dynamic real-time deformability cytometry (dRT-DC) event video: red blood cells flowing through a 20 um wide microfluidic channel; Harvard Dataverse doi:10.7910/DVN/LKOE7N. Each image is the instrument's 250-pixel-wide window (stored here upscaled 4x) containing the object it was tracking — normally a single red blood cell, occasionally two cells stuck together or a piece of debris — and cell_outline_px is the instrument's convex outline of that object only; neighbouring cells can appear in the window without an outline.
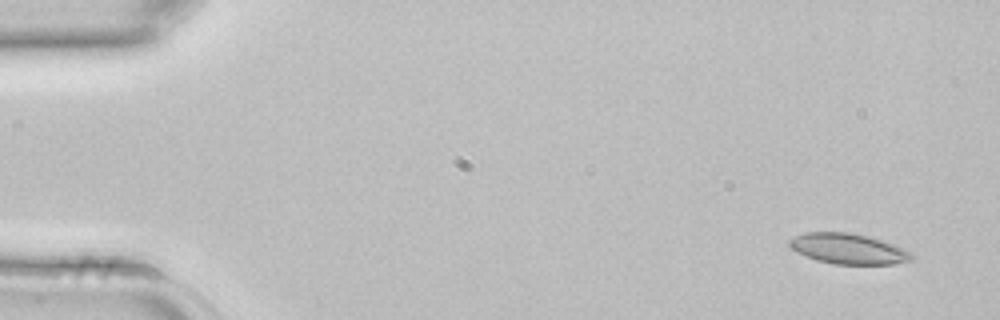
{"species": "common noctule bat (a hibernating species)", "species_latin": "Nyctalus noctula", "temperature_condition": "room temperature", "stored_images_in_passage": 4, "camera_frame_rate_fps": 3000, "um_per_image_px": 0.085, "animal": {"sex": "female", "body_mass_g": 22.7, "forearm_length_mm": 54.2}, "frame": {"image": 1, "passage_image": 1, "time_ms": 0.0, "image_size_px": [1000, 320], "cell_outline_px": [[916, 256], [912, 260], [896, 264], [832, 264], [816, 260], [796, 252], [788, 244], [788, 240], [804, 232], [848, 232], [868, 236], [884, 240], [904, 248], [912, 252]], "centroid_in_image_um": [72.15, 21.15], "position_along_channel_um": 12.9, "area_um2": 22.02}}
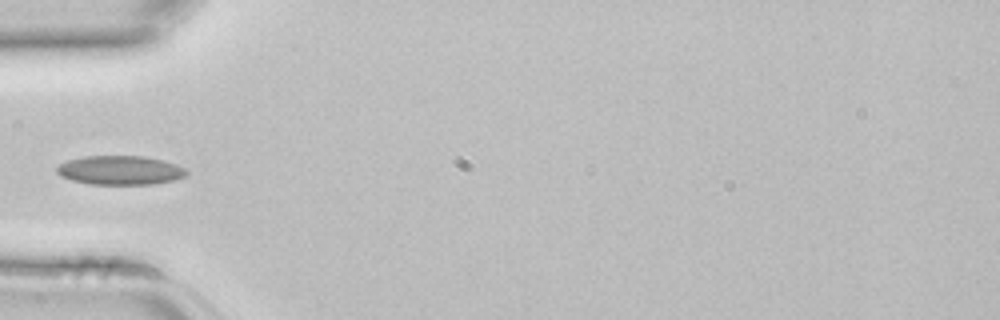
{"frame": {"image": 2, "passage_image": 4, "time_ms": 1.0, "image_size_px": [1000, 320], "cell_outline_px": [[188, 172], [184, 176], [172, 180], [152, 184], [88, 184], [72, 180], [60, 176], [56, 172], [56, 168], [60, 164], [68, 160], [84, 156], [144, 156], [164, 160], [176, 164], [184, 168]], "centroid_in_image_um": [10.19, 14.46], "position_along_channel_um": 74.8, "area_um2": 21.91}}